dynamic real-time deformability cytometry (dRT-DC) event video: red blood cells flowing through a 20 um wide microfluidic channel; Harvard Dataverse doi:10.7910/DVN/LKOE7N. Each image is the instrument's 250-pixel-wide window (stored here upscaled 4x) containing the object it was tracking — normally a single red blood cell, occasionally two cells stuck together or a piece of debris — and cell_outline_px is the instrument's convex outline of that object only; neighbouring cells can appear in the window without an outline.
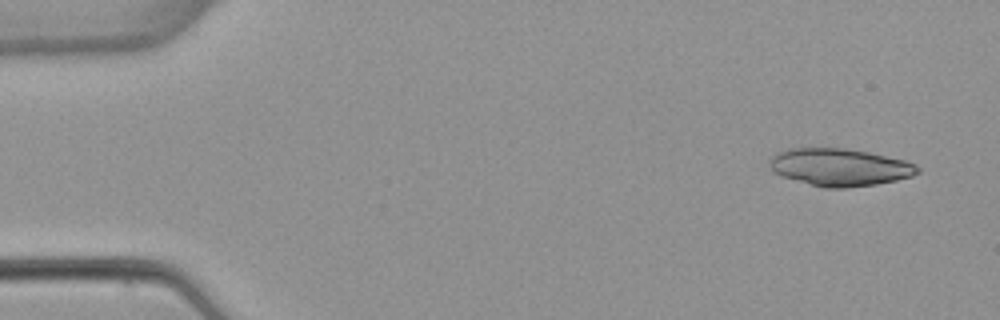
{"species": "common noctule bat (a hibernating species)", "species_latin": "Nyctalus noctula", "temperature_condition": "warm", "stored_images_in_passage": 4, "camera_frame_rate_fps": 3000, "um_per_image_px": 0.085, "animal": {"sex": "female", "body_mass_g": 22.7, "forearm_length_mm": 54.2}, "frame": {"image": 1, "passage_image": 1, "time_ms": 0.0, "image_size_px": [1000, 320], "cell_outline_px": [[920, 172], [912, 176], [896, 180], [876, 184], [848, 188], [824, 188], [780, 176], [772, 172], [768, 164], [768, 160], [776, 152], [788, 148], [844, 148], [868, 152], [904, 160], [916, 164], [920, 168]], "centroid_in_image_um": [71.33, 14.21], "position_along_channel_um": 13.7, "area_um2": 32.6}}